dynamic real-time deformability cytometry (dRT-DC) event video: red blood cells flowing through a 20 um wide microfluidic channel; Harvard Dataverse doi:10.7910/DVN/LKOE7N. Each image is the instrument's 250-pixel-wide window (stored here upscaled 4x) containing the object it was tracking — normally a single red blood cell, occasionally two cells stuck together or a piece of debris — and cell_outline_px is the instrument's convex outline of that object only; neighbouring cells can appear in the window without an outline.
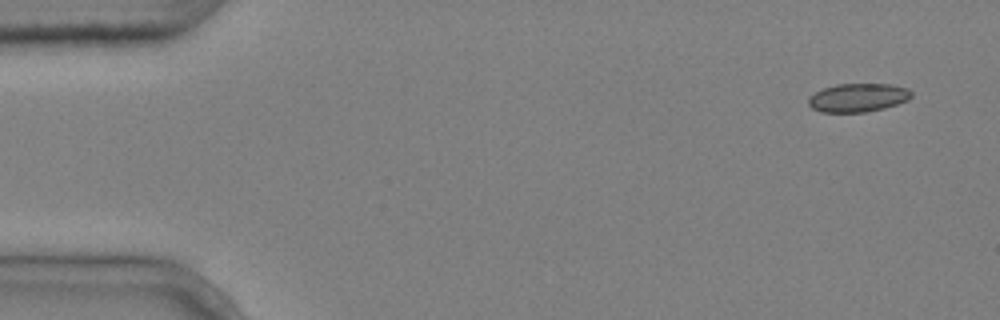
{"species": "common noctule bat (a hibernating species)", "species_latin": "Nyctalus noctula", "temperature_condition": "cold", "stored_images_in_passage": 5, "camera_frame_rate_fps": 3000, "um_per_image_px": 0.085, "animal": {"sex": "male", "body_mass_g": 20.4}, "frame": {"image": 1, "passage_image": 1, "time_ms": 0.0, "image_size_px": [1000, 320], "cell_outline_px": [[912, 96], [908, 100], [884, 108], [864, 112], [820, 112], [812, 108], [808, 104], [808, 96], [824, 88], [836, 84], [892, 84], [908, 88], [912, 92]], "centroid_in_image_um": [72.93, 8.29], "position_along_channel_um": 12.1, "area_um2": 17.17}}
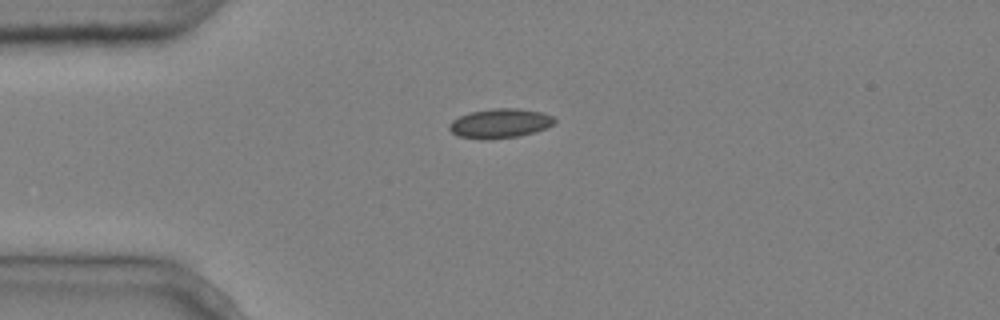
{"frame": {"image": 2, "passage_image": 4, "time_ms": 1.0, "image_size_px": [1000, 320], "cell_outline_px": [[556, 124], [548, 128], [536, 132], [520, 136], [484, 140], [456, 136], [448, 128], [448, 124], [452, 120], [468, 112], [492, 108], [516, 108], [544, 112], [552, 116], [556, 120]], "centroid_in_image_um": [42.52, 10.49], "position_along_channel_um": 42.5, "area_um2": 18.5}}